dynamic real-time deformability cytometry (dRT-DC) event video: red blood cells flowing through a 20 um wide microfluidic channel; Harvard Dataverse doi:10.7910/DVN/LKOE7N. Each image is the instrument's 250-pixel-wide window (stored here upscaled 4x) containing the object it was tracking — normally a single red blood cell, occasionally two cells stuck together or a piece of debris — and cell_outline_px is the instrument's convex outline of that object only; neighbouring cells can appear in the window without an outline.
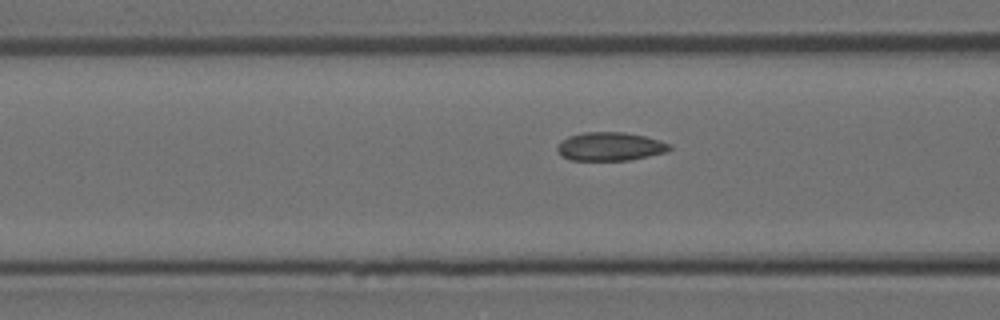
{"species": "Egyptian fruit bat (a non-hibernating species)", "species_latin": "Rousettus aegyptiacus", "temperature_condition": "room temperature", "stored_images_in_passage": 3, "camera_frame_rate_fps": 3000, "um_per_image_px": 0.085, "animal": {"sex": "female"}, "frame": {"image": 1, "passage_image": 3, "time_ms": 3.0, "image_size_px": [1000, 320], "cell_outline_px": [[672, 148], [668, 152], [628, 160], [568, 160], [556, 148], [556, 144], [560, 140], [568, 136], [584, 132], [624, 132], [644, 136], [660, 140], [668, 144]], "centroid_in_image_um": [51.84, 12.44], "position_along_channel_um": 114.8, "area_um2": 18.67}}